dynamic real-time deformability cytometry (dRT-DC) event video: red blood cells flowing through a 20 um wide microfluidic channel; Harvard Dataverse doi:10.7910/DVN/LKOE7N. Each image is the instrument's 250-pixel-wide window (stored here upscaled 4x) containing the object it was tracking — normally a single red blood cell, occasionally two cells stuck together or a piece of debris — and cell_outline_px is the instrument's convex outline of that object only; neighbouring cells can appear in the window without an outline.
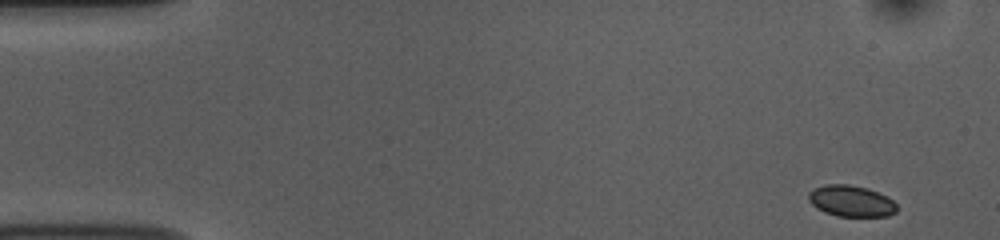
{"species": "common noctule bat (a hibernating species)", "species_latin": "Nyctalus noctula", "temperature_condition": "room temperature", "stored_images_in_passage": 51, "camera_frame_rate_fps": 3000, "um_per_image_px": 0.085, "animal": {"sex": "female", "body_mass_g": 10.0, "forearm_length_mm": 53.1}, "frame": {"image": 1, "passage_image": 1, "time_ms": 0.0, "image_size_px": [1000, 240], "cell_outline_px": [[896, 212], [888, 216], [836, 216], [824, 212], [816, 208], [808, 200], [808, 192], [812, 188], [824, 184], [848, 184], [868, 188], [888, 196], [896, 204]], "centroid_in_image_um": [72.32, 17.07], "position_along_channel_um": 12.7, "area_um2": 16.3}}
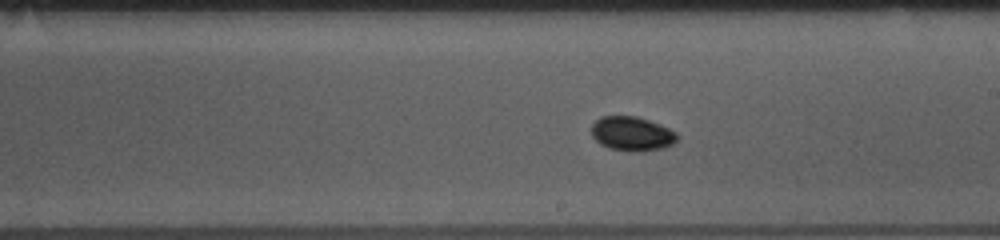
{"frame": {"image": 2, "passage_image": 28, "time_ms": 9.0, "image_size_px": [1000, 240], "cell_outline_px": [[680, 136], [672, 144], [664, 148], [644, 152], [636, 152], [608, 148], [600, 144], [592, 136], [592, 124], [600, 116], [636, 116], [660, 124], [676, 132]], "centroid_in_image_um": [53.73, 11.38], "position_along_channel_um": 235.3, "area_um2": 17.28}}
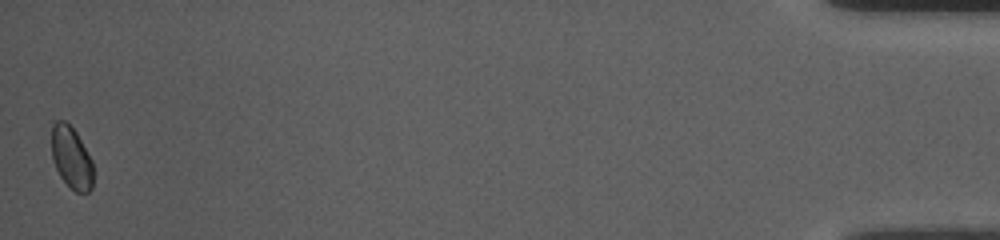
{"frame": {"image": 3, "passage_image": 51, "time_ms": 16.667, "image_size_px": [1000, 240], "cell_outline_px": [[92, 188], [88, 192], [76, 192], [60, 176], [52, 160], [52, 124], [56, 120], [64, 120], [76, 132], [92, 160]], "centroid_in_image_um": [6.05, 13.38], "position_along_channel_um": 429.1, "area_um2": 14.85}, "authors_computed_cell_mechanics": {"area_um2": 16.1262, "velocity_mm_per_s": 3.7342, "shape_relaxation_time_tau1_ms": null, "shape_relaxation_time_tau2_ms": 8.1655, "deformation_change_tau1": null, "deformation_change_tau2": 0.0675}}